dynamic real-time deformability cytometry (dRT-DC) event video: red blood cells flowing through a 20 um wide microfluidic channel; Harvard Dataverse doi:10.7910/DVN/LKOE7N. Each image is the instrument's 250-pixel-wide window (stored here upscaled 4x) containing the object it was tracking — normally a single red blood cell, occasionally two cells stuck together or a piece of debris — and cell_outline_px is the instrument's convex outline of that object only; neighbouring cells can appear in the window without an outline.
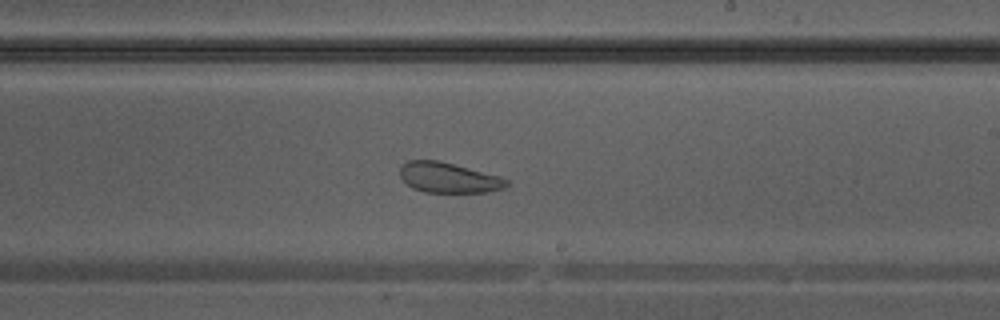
{"species": "Egyptian fruit bat (a non-hibernating species)", "species_latin": "Rousettus aegyptiacus", "temperature_condition": "warm", "stored_images_in_passage": 41, "camera_frame_rate_fps": 3000, "um_per_image_px": 0.085, "animal": {"sex": "male"}, "frame": {"image": 1, "passage_image": 24, "time_ms": 7.667, "image_size_px": [1000, 320], "cell_outline_px": [[508, 184], [504, 188], [488, 192], [424, 192], [412, 188], [400, 176], [400, 168], [408, 160], [440, 160], [500, 176], [508, 180]], "centroid_in_image_um": [38.13, 15.1], "position_along_channel_um": 250.9, "area_um2": 18.79}}
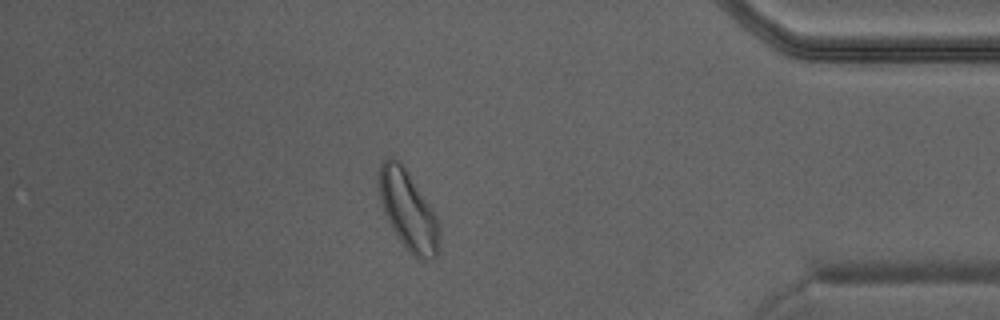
{"frame": {"image": 2, "passage_image": 35, "time_ms": 11.333, "image_size_px": [1000, 320], "cell_outline_px": [[440, 252], [432, 260], [420, 260], [400, 240], [392, 228], [384, 212], [380, 200], [380, 164], [388, 156], [392, 156], [400, 160], [432, 208], [440, 224]], "centroid_in_image_um": [34.74, 17.89], "position_along_channel_um": 400.5, "area_um2": 27.74}}